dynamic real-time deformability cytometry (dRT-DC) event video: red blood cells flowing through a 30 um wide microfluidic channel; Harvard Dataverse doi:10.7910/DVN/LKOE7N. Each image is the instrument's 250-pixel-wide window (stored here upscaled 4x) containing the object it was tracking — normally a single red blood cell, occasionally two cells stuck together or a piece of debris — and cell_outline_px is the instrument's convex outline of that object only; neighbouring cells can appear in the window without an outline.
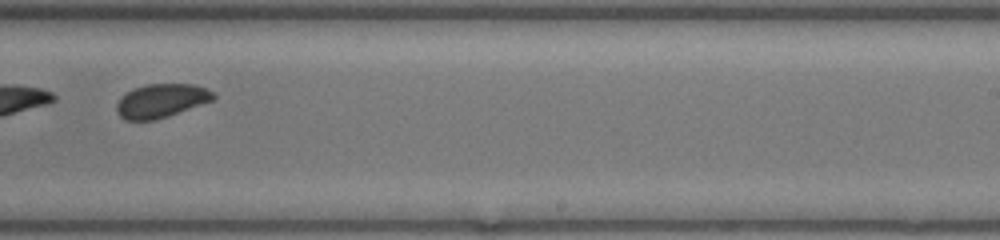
{"species": "common noctule bat (a hibernating species)", "species_latin": "Nyctalus noctula", "temperature_condition": "room temperature", "stored_images_in_passage": 29, "segment_of_instrument_passage": [2, 2], "camera_frame_rate_fps": 3000, "um_per_image_px": 0.085, "animal": {"sex": "female", "body_mass_g": 17.0, "forearm_length_mm": 48.0}, "frame": {"image": 1, "passage_image": 19, "time_ms": 6.0, "image_size_px": [1000, 240], "cell_outline_px": [[216, 96], [212, 100], [168, 116], [156, 120], [124, 120], [116, 112], [116, 104], [132, 88], [148, 84], [192, 84], [204, 88], [212, 92]], "centroid_in_image_um": [13.67, 8.57], "position_along_channel_um": 275.3, "area_um2": 18.73}}
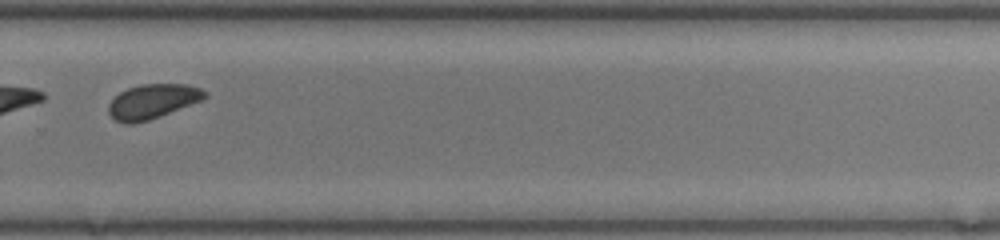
{"frame": {"image": 2, "passage_image": 22, "time_ms": 7.0, "image_size_px": [1000, 240], "cell_outline_px": [[208, 96], [204, 100], [160, 116], [148, 120], [132, 124], [124, 124], [116, 120], [108, 112], [108, 104], [120, 92], [128, 88], [140, 84], [188, 84], [200, 88], [208, 92]], "centroid_in_image_um": [13.01, 8.61], "position_along_channel_um": 316.8, "area_um2": 19.48}}